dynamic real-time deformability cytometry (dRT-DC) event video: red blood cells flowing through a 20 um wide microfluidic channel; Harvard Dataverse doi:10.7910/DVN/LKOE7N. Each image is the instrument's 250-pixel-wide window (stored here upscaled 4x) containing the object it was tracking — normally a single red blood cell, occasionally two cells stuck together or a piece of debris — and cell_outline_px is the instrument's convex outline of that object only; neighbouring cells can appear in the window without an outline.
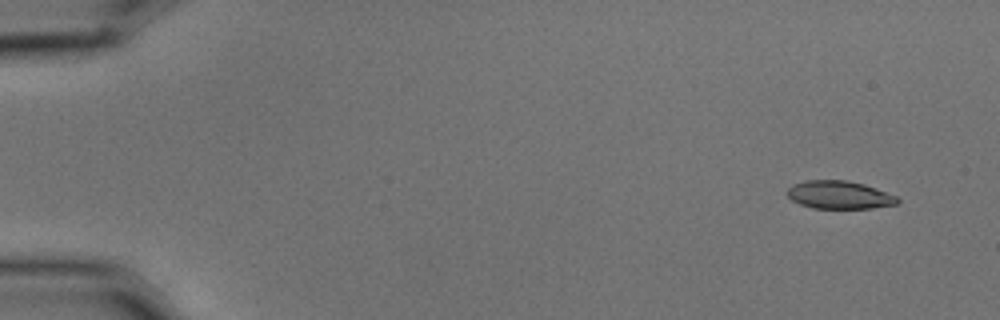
{"species": "common noctule bat (a hibernating species)", "species_latin": "Nyctalus noctula", "temperature_condition": "cold", "stored_images_in_passage": 6, "segment_of_instrument_passage": [1, 2], "camera_frame_rate_fps": 3000, "um_per_image_px": 0.085, "animal": {"sex": "male", "body_mass_g": 15.6}, "frame": {"image": 1, "passage_image": 1, "time_ms": 0.0, "image_size_px": [1000, 320], "cell_outline_px": [[900, 200], [896, 204], [872, 208], [812, 208], [800, 204], [792, 200], [788, 196], [788, 188], [792, 184], [804, 180], [848, 180], [864, 184], [876, 188], [896, 196]], "centroid_in_image_um": [71.33, 16.56], "position_along_channel_um": 13.7, "area_um2": 17.98}}
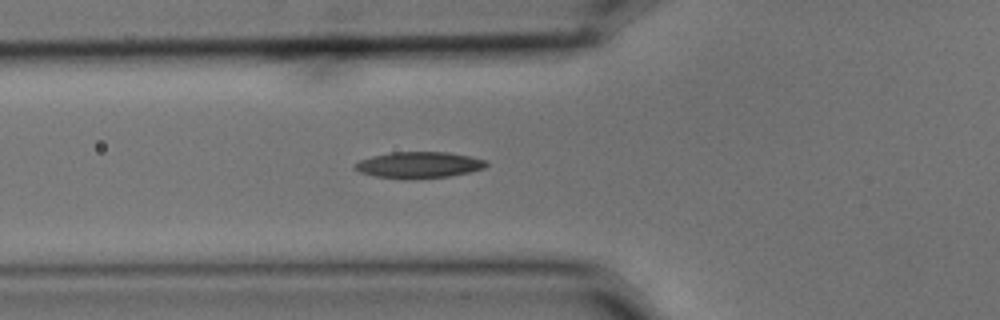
{"frame": {"image": 2, "passage_image": 5, "time_ms": 1.333, "image_size_px": [1000, 320], "cell_outline_px": [[488, 164], [484, 168], [468, 172], [448, 176], [404, 180], [376, 176], [360, 172], [352, 168], [360, 160], [372, 156], [392, 152], [448, 152], [468, 156], [484, 160]], "centroid_in_image_um": [35.56, 14.03], "position_along_channel_um": 90.2, "area_um2": 20.0}}